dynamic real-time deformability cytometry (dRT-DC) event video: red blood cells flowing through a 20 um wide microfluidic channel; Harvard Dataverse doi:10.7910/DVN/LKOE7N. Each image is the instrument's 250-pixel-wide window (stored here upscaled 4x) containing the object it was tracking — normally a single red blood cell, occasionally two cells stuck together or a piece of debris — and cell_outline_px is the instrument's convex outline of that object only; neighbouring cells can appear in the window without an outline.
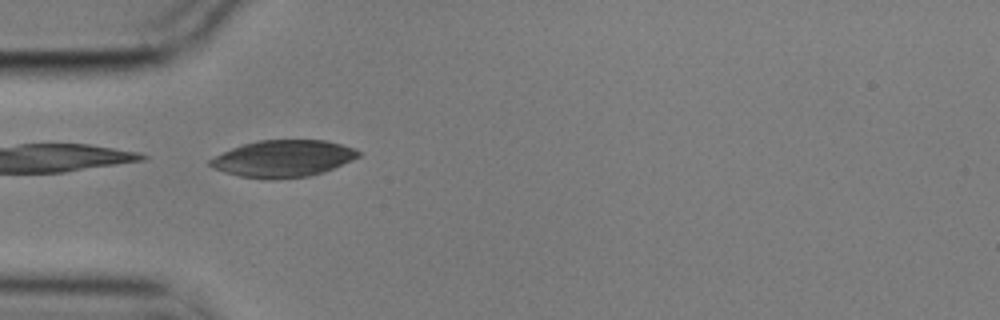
{"species": "common noctule bat (a hibernating species)", "species_latin": "Nyctalus noctula", "temperature_condition": "cold", "stored_images_in_passage": 38, "camera_frame_rate_fps": 3000, "um_per_image_px": 0.085, "animal": {"sex": "male", "body_mass_g": 17.9}, "frame": {"image": 1, "passage_image": 1, "time_ms": 0.0, "image_size_px": [1000, 320], "cell_outline_px": [[360, 156], [352, 160], [324, 172], [308, 176], [276, 180], [264, 180], [240, 176], [224, 172], [212, 168], [208, 164], [208, 160], [232, 148], [244, 144], [260, 140], [324, 140], [356, 148], [360, 152]], "centroid_in_image_um": [24.06, 13.49], "position_along_channel_um": 60.9, "area_um2": 31.96}}
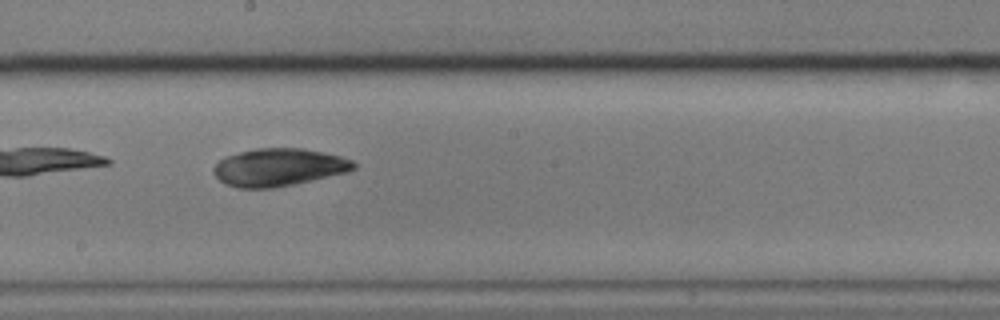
{"frame": {"image": 2, "passage_image": 15, "time_ms": 4.667, "image_size_px": [1000, 320], "cell_outline_px": [[356, 168], [348, 172], [292, 184], [272, 188], [236, 188], [224, 184], [212, 172], [212, 168], [220, 160], [228, 156], [240, 152], [256, 148], [304, 148], [340, 156], [352, 160], [356, 164]], "centroid_in_image_um": [23.68, 14.22], "position_along_channel_um": 224.5, "area_um2": 30.63}}
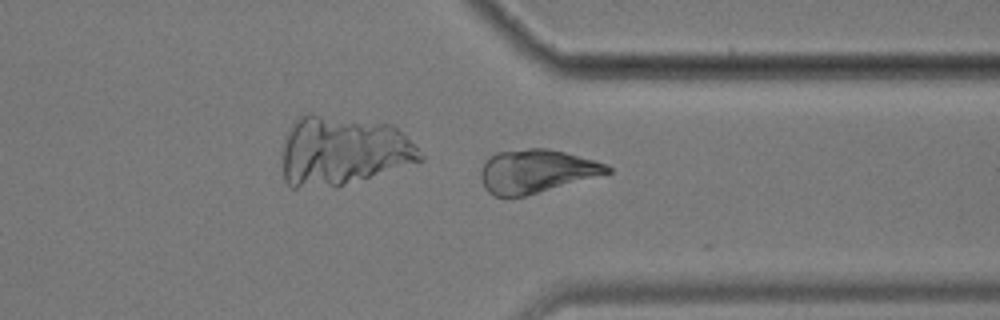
{"frame": {"image": 3, "passage_image": 27, "time_ms": 8.667, "image_size_px": [1000, 320], "cell_outline_px": [[612, 172], [524, 196], [492, 196], [484, 188], [480, 176], [480, 172], [484, 164], [496, 152], [528, 148], [548, 148], [564, 152], [592, 160], [604, 164], [612, 168]], "centroid_in_image_um": [45.54, 14.55], "position_along_channel_um": 365.9, "area_um2": 31.5}}